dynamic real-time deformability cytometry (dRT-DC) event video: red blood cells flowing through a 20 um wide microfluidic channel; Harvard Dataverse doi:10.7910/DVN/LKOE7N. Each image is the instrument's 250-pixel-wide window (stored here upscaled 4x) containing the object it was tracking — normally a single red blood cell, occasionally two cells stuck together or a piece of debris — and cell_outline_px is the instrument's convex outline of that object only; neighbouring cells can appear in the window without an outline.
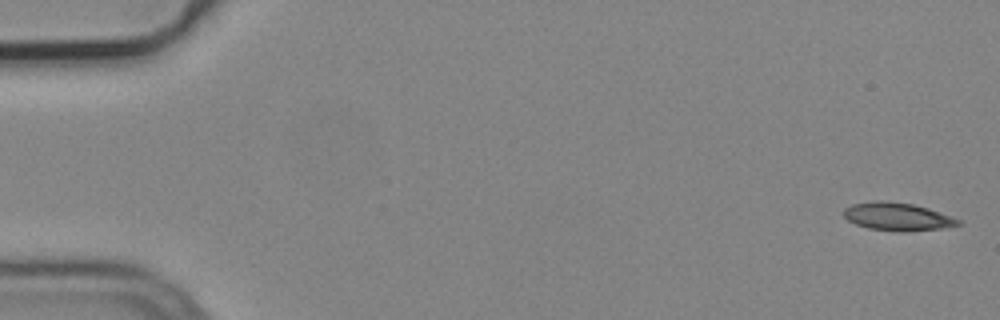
{"species": "common noctule bat (a hibernating species)", "species_latin": "Nyctalus noctula", "temperature_condition": "cold", "stored_images_in_passage": 4, "segment_of_instrument_passage": [2, 2], "camera_frame_rate_fps": 3000, "um_per_image_px": 0.085, "animal": {"sex": "male", "body_mass_g": 19.2, "forearm_length_mm": 51.8}, "frame": {"image": 1, "passage_image": 4, "time_ms": 1.0, "image_size_px": [1000, 320], "cell_outline_px": [[960, 224], [940, 228], [900, 232], [868, 228], [856, 224], [848, 220], [844, 216], [844, 208], [852, 204], [872, 200], [880, 200], [912, 204], [928, 208], [960, 220]], "centroid_in_image_um": [76.22, 18.4], "position_along_channel_um": 8.8, "area_um2": 18.38}}